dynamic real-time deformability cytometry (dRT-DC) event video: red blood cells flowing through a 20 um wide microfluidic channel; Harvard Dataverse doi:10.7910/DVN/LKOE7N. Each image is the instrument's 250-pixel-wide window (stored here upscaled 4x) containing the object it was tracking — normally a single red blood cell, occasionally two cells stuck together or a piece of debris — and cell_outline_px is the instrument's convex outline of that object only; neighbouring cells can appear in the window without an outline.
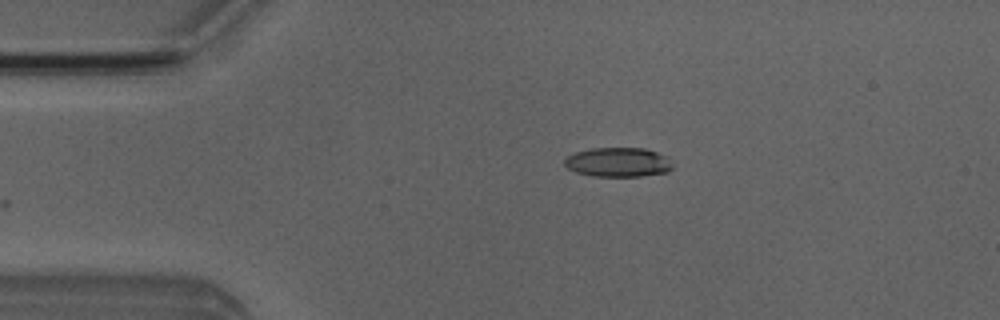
{"species": "Egyptian fruit bat (a non-hibernating species)", "species_latin": "Rousettus aegyptiacus", "temperature_condition": "room temperature", "stored_images_in_passage": 4, "camera_frame_rate_fps": 3000, "um_per_image_px": 0.085, "animal": {"sex": "male"}, "frame": {"image": 1, "passage_image": 4, "time_ms": 3.333, "image_size_px": [1000, 320], "cell_outline_px": [[672, 168], [668, 172], [640, 176], [592, 176], [576, 172], [568, 168], [564, 164], [564, 160], [568, 156], [576, 152], [592, 148], [644, 148], [668, 156], [672, 164]], "centroid_in_image_um": [52.56, 13.79], "position_along_channel_um": 32.4, "area_um2": 18.5}}